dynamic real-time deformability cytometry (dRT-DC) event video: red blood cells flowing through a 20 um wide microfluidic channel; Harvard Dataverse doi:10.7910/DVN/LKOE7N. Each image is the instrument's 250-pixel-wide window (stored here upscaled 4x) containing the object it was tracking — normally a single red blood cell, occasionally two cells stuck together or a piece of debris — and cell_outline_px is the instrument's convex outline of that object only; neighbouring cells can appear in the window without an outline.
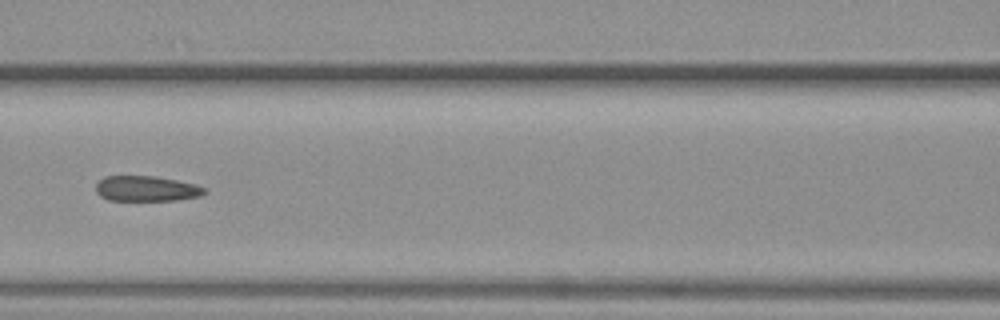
{"species": "common noctule bat (a hibernating species)", "species_latin": "Nyctalus noctula", "temperature_condition": "warm", "stored_images_in_passage": 20, "camera_frame_rate_fps": 3000, "um_per_image_px": 0.085, "animal": {"sex": "female", "body_mass_g": 19.3, "forearm_length_mm": 54.1}, "frame": {"image": 1, "passage_image": 15, "time_ms": 4.667, "image_size_px": [1000, 320], "cell_outline_px": [[208, 192], [200, 196], [176, 200], [108, 200], [100, 196], [96, 192], [96, 184], [104, 176], [156, 176], [196, 184], [208, 188]], "centroid_in_image_um": [12.48, 16.03], "position_along_channel_um": 154.1, "area_um2": 16.18}}